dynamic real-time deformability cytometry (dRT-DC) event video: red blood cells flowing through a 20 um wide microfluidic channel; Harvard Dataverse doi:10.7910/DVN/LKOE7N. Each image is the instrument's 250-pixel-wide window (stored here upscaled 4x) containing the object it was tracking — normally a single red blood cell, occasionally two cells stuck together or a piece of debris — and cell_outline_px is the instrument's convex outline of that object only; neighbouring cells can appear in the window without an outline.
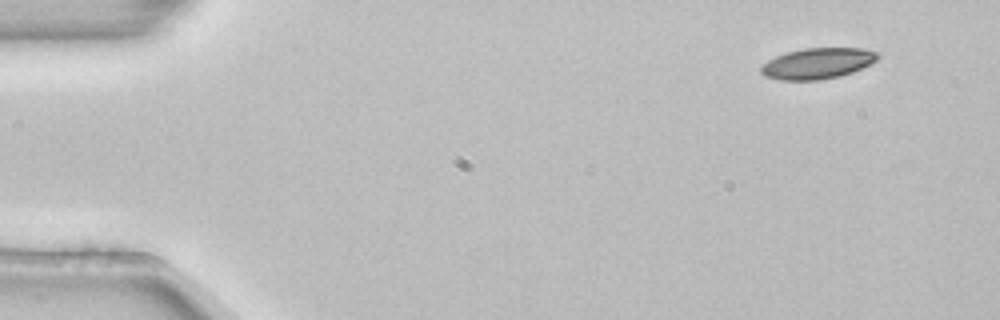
{"species": "common noctule bat (a hibernating species)", "species_latin": "Nyctalus noctula", "temperature_condition": "room temperature", "stored_images_in_passage": 4, "camera_frame_rate_fps": 3000, "um_per_image_px": 0.085, "animal": {"sex": "female", "body_mass_g": 22.7, "forearm_length_mm": 54.2}, "frame": {"image": 1, "passage_image": 1, "time_ms": 0.0, "image_size_px": [1000, 320], "cell_outline_px": [[880, 56], [876, 60], [852, 72], [840, 76], [820, 80], [780, 80], [764, 76], [760, 72], [760, 68], [768, 60], [776, 56], [788, 52], [804, 48], [864, 48], [876, 52]], "centroid_in_image_um": [69.47, 5.39], "position_along_channel_um": 15.5, "area_um2": 20.87}}
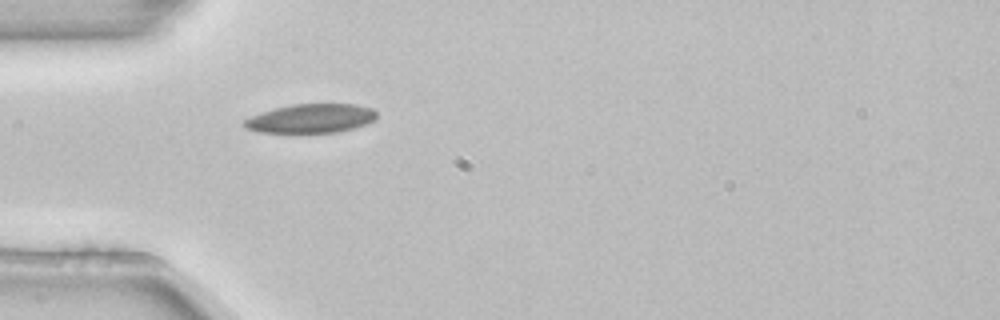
{"frame": {"image": 2, "passage_image": 4, "time_ms": 1.0, "image_size_px": [1000, 320], "cell_outline_px": [[376, 120], [352, 128], [336, 132], [256, 132], [244, 128], [240, 124], [244, 120], [260, 112], [292, 104], [356, 104], [372, 108], [376, 112]], "centroid_in_image_um": [26.39, 10.06], "position_along_channel_um": 58.6, "area_um2": 22.31}}